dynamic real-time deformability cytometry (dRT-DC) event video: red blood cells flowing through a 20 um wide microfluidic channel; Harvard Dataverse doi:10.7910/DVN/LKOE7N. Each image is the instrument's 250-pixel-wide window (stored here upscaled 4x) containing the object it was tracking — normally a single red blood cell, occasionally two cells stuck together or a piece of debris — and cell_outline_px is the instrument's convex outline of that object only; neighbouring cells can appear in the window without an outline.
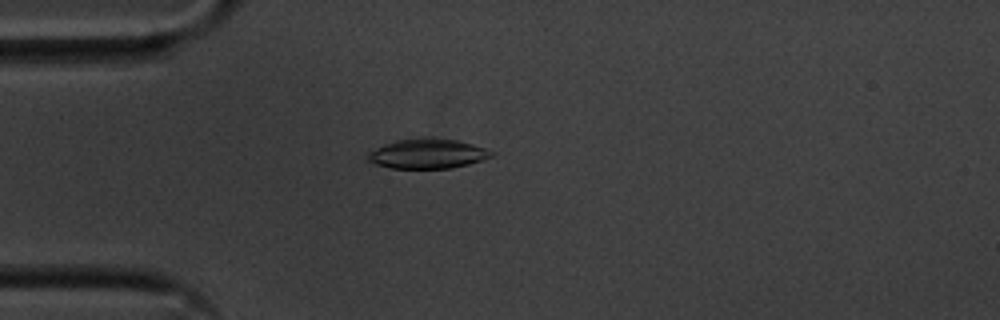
{"species": "common noctule bat (a hibernating species)", "species_latin": "Nyctalus noctula", "temperature_condition": "cold", "stored_images_in_passage": 44, "camera_frame_rate_fps": 3000, "um_per_image_px": 0.085, "animal": {"sex": "male", "body_mass_g": 20.1, "forearm_length_mm": 53.5}, "frame": {"image": 1, "passage_image": 4, "time_ms": 1.0, "image_size_px": [1000, 320], "cell_outline_px": [[496, 152], [492, 156], [468, 164], [452, 168], [392, 168], [376, 164], [368, 160], [368, 152], [384, 144], [396, 140], [420, 136], [432, 136], [456, 140], [472, 144]], "centroid_in_image_um": [36.34, 13.03], "position_along_channel_um": 48.7, "area_um2": 21.62}}
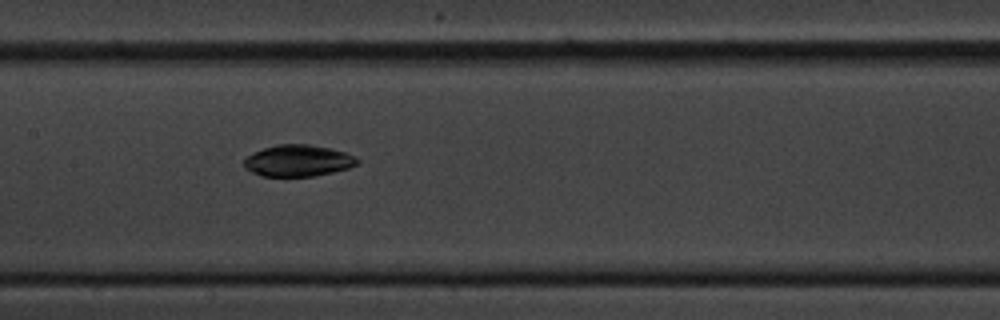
{"frame": {"image": 2, "passage_image": 16, "time_ms": 5.0, "image_size_px": [1000, 320], "cell_outline_px": [[360, 160], [356, 164], [348, 168], [332, 172], [312, 176], [264, 176], [252, 172], [244, 168], [244, 160], [248, 156], [264, 148], [276, 144], [308, 144], [332, 148], [356, 156]], "centroid_in_image_um": [25.35, 13.65], "position_along_channel_um": 182.0, "area_um2": 20.69}}
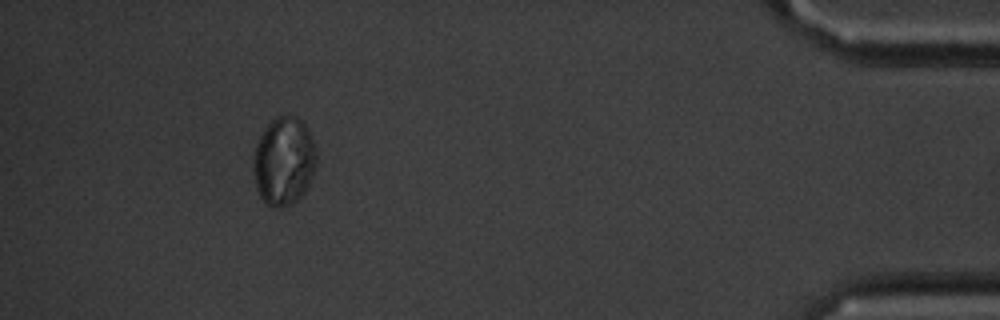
{"frame": {"image": 3, "passage_image": 40, "time_ms": 13.0, "image_size_px": [1000, 320], "cell_outline_px": [[316, 168], [308, 188], [292, 204], [280, 208], [272, 208], [264, 204], [256, 188], [252, 168], [252, 160], [256, 144], [260, 136], [268, 124], [276, 116], [296, 116], [308, 128], [316, 152]], "centroid_in_image_um": [24.11, 13.74], "position_along_channel_um": 411.1, "area_um2": 32.89}, "authors_computed_cell_mechanics": {"area_um2": 21.7039, "velocity_mm_per_s": 3.6078, "shape_relaxation_time_tau1_ms": 2.206, "shape_relaxation_time_tau2_ms": null, "deformation_change_tau1": 0.095, "deformation_change_tau2": null}}